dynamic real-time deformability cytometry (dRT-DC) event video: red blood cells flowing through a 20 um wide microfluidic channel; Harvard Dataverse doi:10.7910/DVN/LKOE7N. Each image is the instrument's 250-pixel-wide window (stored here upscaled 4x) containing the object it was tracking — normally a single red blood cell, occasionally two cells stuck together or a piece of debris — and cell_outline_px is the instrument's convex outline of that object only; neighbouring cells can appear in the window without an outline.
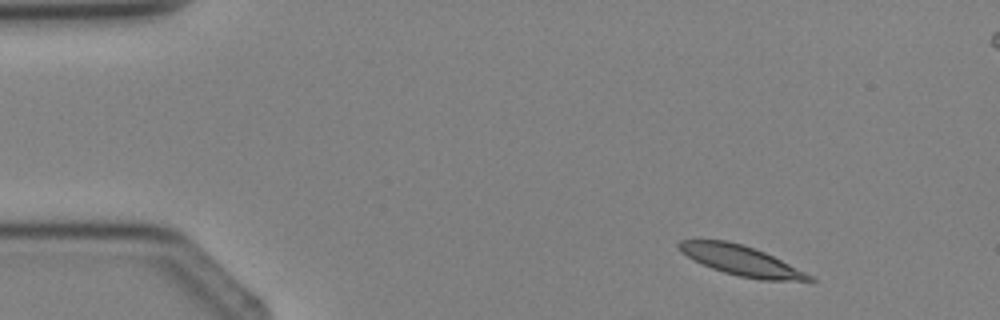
{"species": "Egyptian fruit bat (a non-hibernating species)", "species_latin": "Rousettus aegyptiacus", "temperature_condition": "cold", "stored_images_in_passage": 3, "camera_frame_rate_fps": 3000, "um_per_image_px": 0.085, "animal": {"sex": "female"}, "frame": {"image": 1, "passage_image": 3, "time_ms": 3.333, "image_size_px": [1000, 320], "cell_outline_px": [[816, 280], [760, 280], [740, 276], [724, 272], [712, 268], [680, 252], [676, 244], [680, 240], [728, 240], [744, 244], [764, 252], [812, 276]], "centroid_in_image_um": [62.93, 22.12], "position_along_channel_um": 22.1, "area_um2": 22.2}}